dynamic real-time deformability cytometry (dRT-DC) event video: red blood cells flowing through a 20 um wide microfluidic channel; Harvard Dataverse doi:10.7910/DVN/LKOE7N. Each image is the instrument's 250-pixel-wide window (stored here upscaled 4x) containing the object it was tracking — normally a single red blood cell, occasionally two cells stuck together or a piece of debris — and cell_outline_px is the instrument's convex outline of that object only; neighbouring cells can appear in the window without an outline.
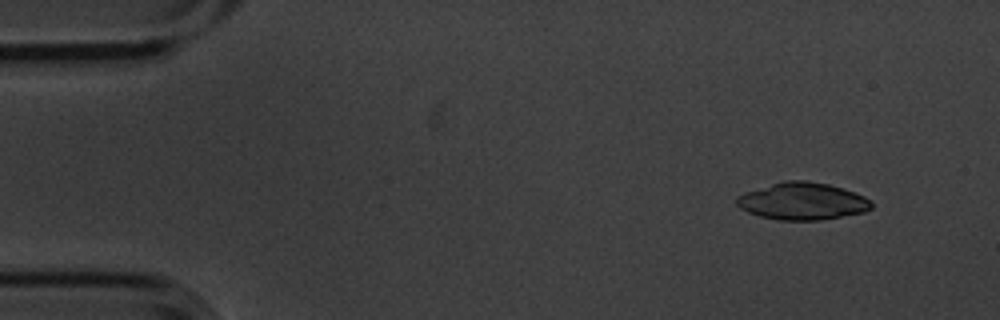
{"species": "common noctule bat (a hibernating species)", "species_latin": "Nyctalus noctula", "temperature_condition": "cold", "stored_images_in_passage": 5, "camera_frame_rate_fps": 3000, "um_per_image_px": 0.085, "animal": {"sex": "male", "body_mass_g": 20.1, "forearm_length_mm": 53.5}, "frame": {"image": 1, "passage_image": 2, "time_ms": 0.333, "image_size_px": [1000, 320], "cell_outline_px": [[872, 208], [864, 212], [820, 220], [776, 220], [760, 216], [748, 212], [740, 208], [736, 204], [736, 196], [744, 192], [784, 180], [804, 180], [828, 184], [844, 188], [864, 196], [872, 200]], "centroid_in_image_um": [68.2, 17.1], "position_along_channel_um": 16.8, "area_um2": 29.36}}